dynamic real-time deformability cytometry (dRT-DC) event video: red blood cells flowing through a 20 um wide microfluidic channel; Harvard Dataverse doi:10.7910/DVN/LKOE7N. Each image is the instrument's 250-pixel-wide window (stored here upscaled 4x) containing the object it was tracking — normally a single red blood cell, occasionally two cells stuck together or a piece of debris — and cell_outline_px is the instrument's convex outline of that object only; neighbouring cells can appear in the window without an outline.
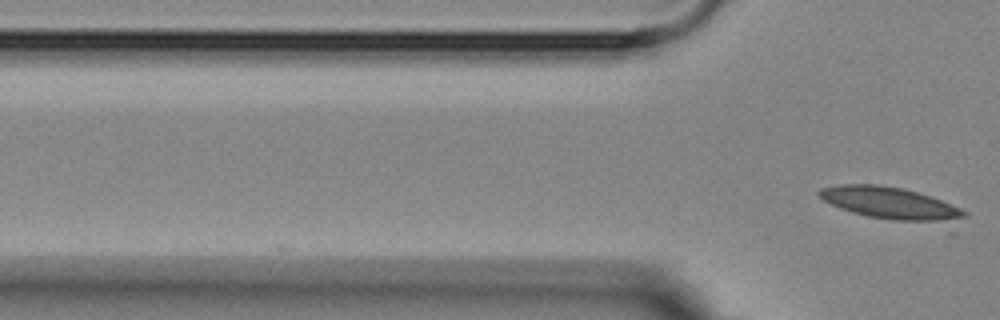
{"species": "Egyptian fruit bat (a non-hibernating species)", "species_latin": "Rousettus aegyptiacus", "temperature_condition": "room temperature", "stored_images_in_passage": 4, "camera_frame_rate_fps": 3000, "um_per_image_px": 0.085, "animal": {"sex": "female"}, "frame": {"image": 1, "passage_image": 4, "time_ms": 4.333, "image_size_px": [1000, 320], "cell_outline_px": [[968, 216], [952, 236], [868, 216], [852, 212], [840, 208], [824, 200], [816, 192], [820, 188], [840, 184], [876, 184], [904, 188], [940, 200], [960, 208], [968, 212]], "centroid_in_image_um": [76.19, 17.53], "position_along_channel_um": 49.6, "area_um2": 31.21}}